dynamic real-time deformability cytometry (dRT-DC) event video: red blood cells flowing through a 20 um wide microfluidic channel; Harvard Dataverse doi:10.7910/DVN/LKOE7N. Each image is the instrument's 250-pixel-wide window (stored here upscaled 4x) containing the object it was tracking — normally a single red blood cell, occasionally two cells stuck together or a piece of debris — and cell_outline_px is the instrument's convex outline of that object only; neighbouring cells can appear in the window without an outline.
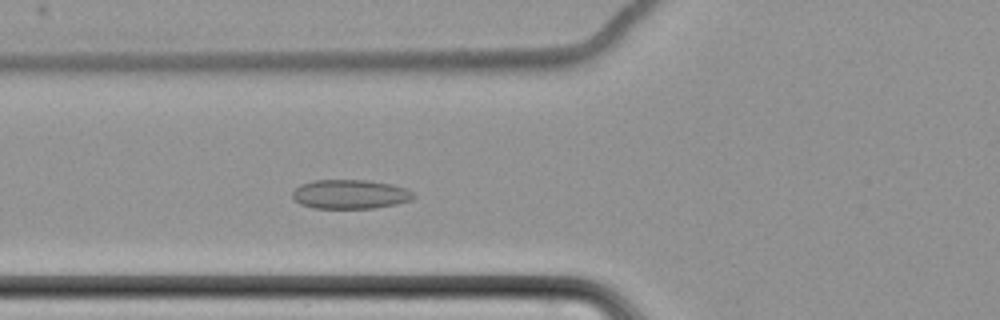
{"species": "common noctule bat (a hibernating species)", "species_latin": "Nyctalus noctula", "temperature_condition": "cold", "stored_images_in_passage": 6, "camera_frame_rate_fps": 3000, "um_per_image_px": 0.085, "animal": {"sex": "female", "body_mass_g": 22.7, "forearm_length_mm": 54.2}, "frame": {"image": 1, "passage_image": 6, "time_ms": 6.0, "image_size_px": [1000, 320], "cell_outline_px": [[416, 196], [412, 200], [396, 204], [372, 208], [312, 208], [300, 204], [292, 196], [292, 192], [300, 184], [312, 180], [368, 180], [392, 184], [404, 188], [412, 192]], "centroid_in_image_um": [29.75, 16.5], "position_along_channel_um": 96.0, "area_um2": 20.63}}